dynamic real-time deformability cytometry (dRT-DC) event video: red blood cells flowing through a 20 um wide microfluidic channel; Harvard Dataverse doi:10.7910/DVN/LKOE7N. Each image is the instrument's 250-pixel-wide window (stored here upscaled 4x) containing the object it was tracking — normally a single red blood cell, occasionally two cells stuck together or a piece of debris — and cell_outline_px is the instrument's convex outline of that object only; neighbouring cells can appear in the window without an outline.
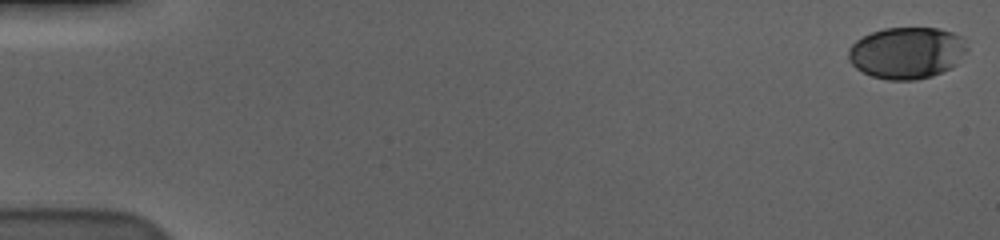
{"species": "human", "species_latin": "Homo sapiens", "temperature_condition": "cold", "stored_images_in_passage": 58, "camera_frame_rate_fps": 3000, "um_per_image_px": 0.085, "donor": {"sex": "male"}, "frame": {"image": 1, "passage_image": 1, "time_ms": 0.0, "image_size_px": [1000, 240], "cell_outline_px": [[968, 48], [956, 64], [952, 68], [932, 76], [916, 80], [888, 80], [872, 76], [856, 68], [848, 60], [848, 48], [856, 40], [872, 32], [884, 28], [940, 28], [964, 36]], "centroid_in_image_um": [77.1, 4.49], "position_along_channel_um": 7.9, "area_um2": 36.01}}
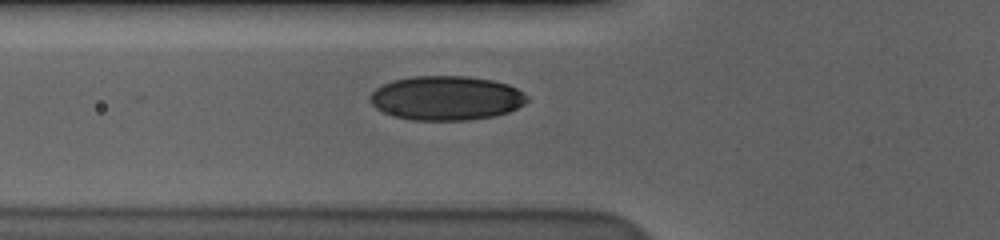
{"frame": {"image": 2, "passage_image": 22, "time_ms": 7.0, "image_size_px": [1000, 240], "cell_outline_px": [[528, 100], [524, 104], [508, 112], [496, 116], [468, 120], [412, 120], [392, 116], [376, 108], [372, 104], [368, 96], [376, 88], [392, 80], [412, 76], [468, 76], [492, 80], [508, 84], [524, 92], [528, 96]], "centroid_in_image_um": [37.93, 8.33], "position_along_channel_um": 87.9, "area_um2": 40.75}}
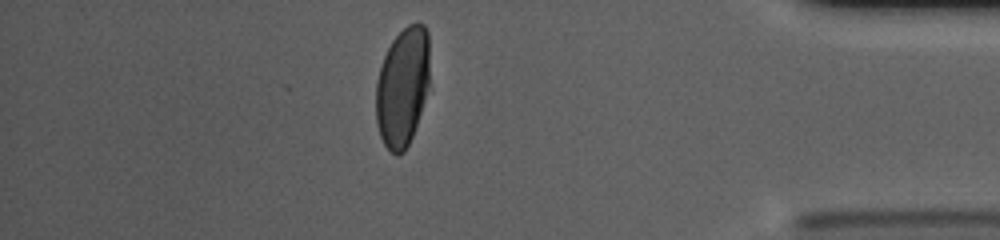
{"frame": {"image": 3, "passage_image": 51, "time_ms": 16.667, "image_size_px": [1000, 240], "cell_outline_px": [[428, 88], [412, 136], [404, 152], [396, 156], [384, 144], [380, 136], [376, 124], [376, 80], [384, 56], [392, 40], [408, 24], [424, 24], [428, 32]], "centroid_in_image_um": [34.19, 7.39], "position_along_channel_um": 401.0, "area_um2": 36.99}, "authors_computed_cell_mechanics": {"area_um2": 38.6971, "velocity_mm_per_s": 3.5925, "shape_relaxation_time_tau1_ms": 4.576, "shape_relaxation_time_tau2_ms": null, "deformation_change_tau1": 0.1679, "deformation_change_tau2": null}}